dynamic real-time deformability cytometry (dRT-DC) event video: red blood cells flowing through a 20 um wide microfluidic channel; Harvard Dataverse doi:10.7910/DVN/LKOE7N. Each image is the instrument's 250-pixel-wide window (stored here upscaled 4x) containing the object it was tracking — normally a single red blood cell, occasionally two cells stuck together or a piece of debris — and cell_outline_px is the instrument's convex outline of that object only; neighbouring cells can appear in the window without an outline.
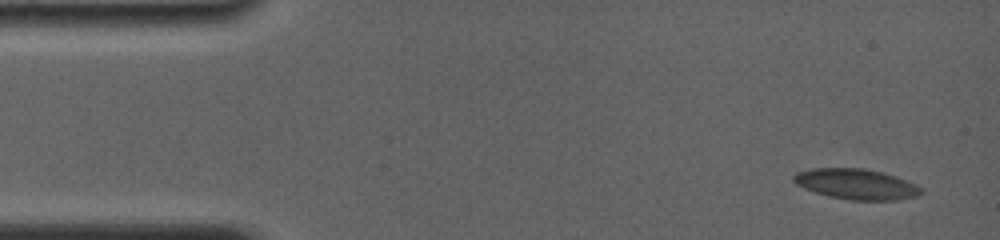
{"species": "common noctule bat (a hibernating species)", "species_latin": "Nyctalus noctula", "temperature_condition": "room temperature", "stored_images_in_passage": 6, "camera_frame_rate_fps": 4000, "um_per_image_px": 0.085, "animal": {"sex": "female", "body_mass_g": 19.0, "forearm_length_mm": 56.7}, "frame": {"image": 1, "passage_image": 1, "time_ms": 0.0, "image_size_px": [1000, 240], "cell_outline_px": [[924, 192], [916, 196], [896, 200], [848, 200], [828, 196], [804, 188], [796, 184], [792, 180], [792, 176], [796, 172], [812, 168], [864, 168], [896, 176], [916, 184], [924, 188]], "centroid_in_image_um": [72.78, 15.65], "position_along_channel_um": 12.2, "area_um2": 22.77}}
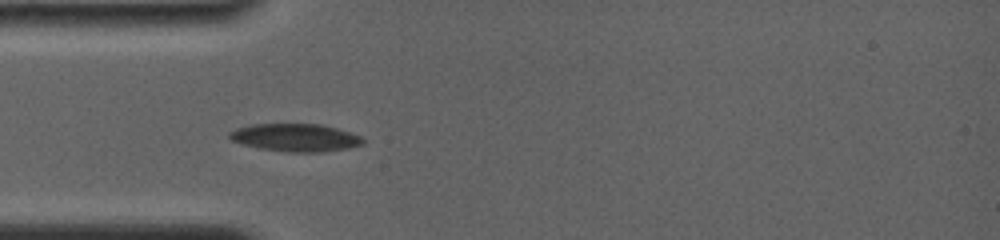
{"frame": {"image": 2, "passage_image": 5, "time_ms": 4.0, "image_size_px": [1000, 240], "cell_outline_px": [[364, 144], [348, 148], [320, 152], [288, 152], [260, 148], [244, 144], [232, 140], [228, 136], [228, 132], [236, 128], [252, 124], [320, 124], [336, 128], [360, 136], [364, 140]], "centroid_in_image_um": [25.1, 11.69], "position_along_channel_um": 59.9, "area_um2": 21.44}}
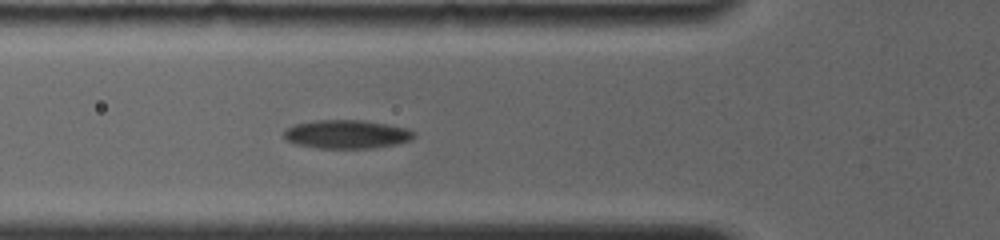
{"frame": {"image": 3, "passage_image": 6, "time_ms": 5.0, "image_size_px": [1000, 240], "cell_outline_px": [[416, 136], [412, 140], [372, 148], [320, 148], [296, 144], [288, 140], [284, 136], [284, 132], [288, 128], [296, 124], [312, 120], [360, 120], [388, 124], [408, 128], [416, 132]], "centroid_in_image_um": [29.51, 11.4], "position_along_channel_um": 96.3, "area_um2": 21.56}}